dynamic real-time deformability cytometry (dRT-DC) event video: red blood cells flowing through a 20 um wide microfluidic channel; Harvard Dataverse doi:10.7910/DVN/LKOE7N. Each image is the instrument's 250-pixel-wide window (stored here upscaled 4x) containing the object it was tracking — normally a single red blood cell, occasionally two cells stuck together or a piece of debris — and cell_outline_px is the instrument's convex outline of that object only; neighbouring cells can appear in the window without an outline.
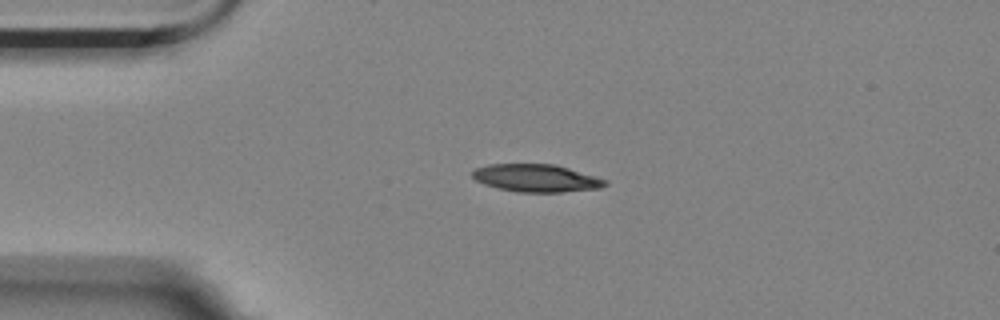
{"species": "Egyptian fruit bat (a non-hibernating species)", "species_latin": "Rousettus aegyptiacus", "temperature_condition": "room temperature", "stored_images_in_passage": 34, "camera_frame_rate_fps": 3000, "um_per_image_px": 0.085, "animal": {"sex": "female"}, "frame": {"image": 1, "passage_image": 1, "time_ms": 0.0, "image_size_px": [1000, 320], "cell_outline_px": [[608, 184], [600, 188], [560, 192], [516, 192], [496, 188], [484, 184], [476, 180], [472, 176], [472, 172], [476, 168], [488, 164], [556, 164], [596, 176], [608, 180]], "centroid_in_image_um": [45.59, 15.14], "position_along_channel_um": 39.4, "area_um2": 21.5}}
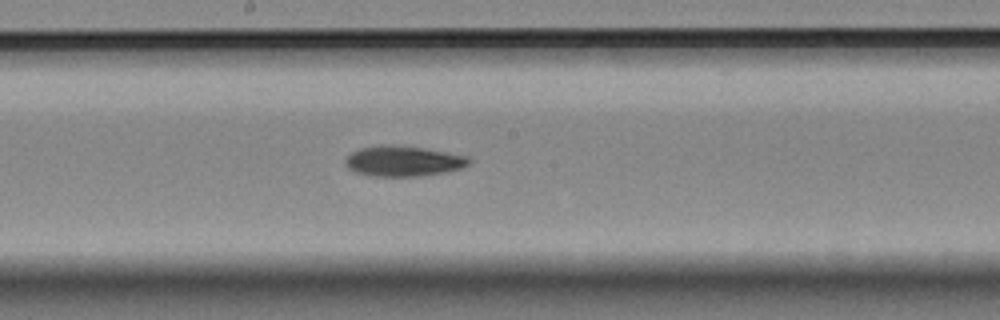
{"frame": {"image": 2, "passage_image": 18, "time_ms": 5.667, "image_size_px": [1000, 320], "cell_outline_px": [[472, 160], [468, 164], [460, 168], [444, 172], [420, 176], [372, 176], [356, 172], [348, 168], [344, 160], [352, 152], [360, 148], [388, 144], [420, 148], [468, 156]], "centroid_in_image_um": [34.26, 13.7], "position_along_channel_um": 213.9, "area_um2": 21.56}}
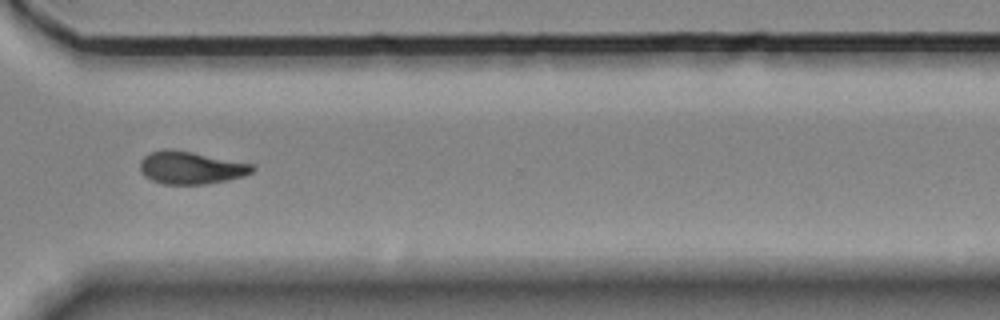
{"frame": {"image": 3, "passage_image": 30, "time_ms": 9.667, "image_size_px": [1000, 320], "cell_outline_px": [[256, 168], [252, 172], [244, 176], [228, 180], [204, 184], [164, 184], [152, 180], [144, 176], [140, 172], [140, 160], [148, 152], [164, 148], [172, 148], [256, 164]], "centroid_in_image_um": [16.22, 14.23], "position_along_channel_um": 354.4, "area_um2": 21.79}}